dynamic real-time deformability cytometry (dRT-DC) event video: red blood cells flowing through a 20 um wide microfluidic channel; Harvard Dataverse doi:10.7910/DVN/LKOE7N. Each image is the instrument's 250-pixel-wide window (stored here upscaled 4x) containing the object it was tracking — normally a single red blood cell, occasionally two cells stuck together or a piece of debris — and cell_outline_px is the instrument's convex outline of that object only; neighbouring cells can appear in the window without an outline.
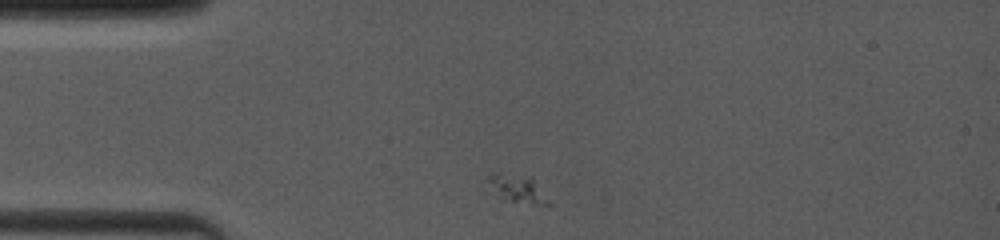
{"species": "common noctule bat (a hibernating species)", "species_latin": "Nyctalus noctula", "temperature_condition": "room temperature", "stored_images_in_passage": 14, "camera_frame_rate_fps": 4000, "um_per_image_px": 0.085, "animal": {"sex": "female", "body_mass_g": 19.0, "forearm_length_mm": 53.3}, "frame": {"image": 1, "passage_image": 1, "time_ms": 0.0, "image_size_px": [1000, 240], "cell_outline_px": [[552, 204], [544, 208], [500, 212], [488, 180], [488, 176], [532, 176]], "centroid_in_image_um": [44.0, 16.43], "position_along_channel_um": 41.0, "area_um2": 12.25}}
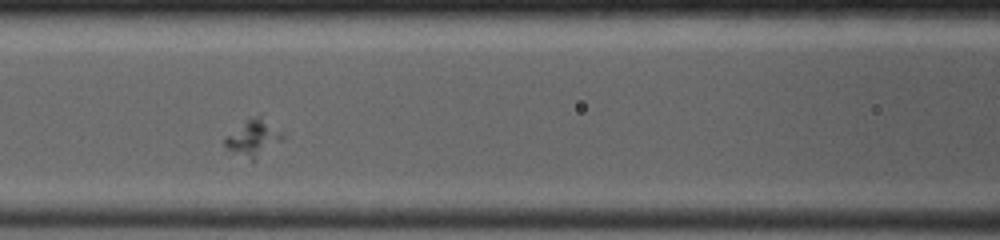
{"frame": {"image": 2, "passage_image": 7, "time_ms": 3.25, "image_size_px": [1000, 240], "cell_outline_px": [[284, 136], [280, 140], [256, 160], [252, 160], [224, 148], [224, 140], [228, 136], [248, 120], [260, 112], [284, 132]], "centroid_in_image_um": [21.59, 11.69], "position_along_channel_um": 145.0, "area_um2": 12.08}}
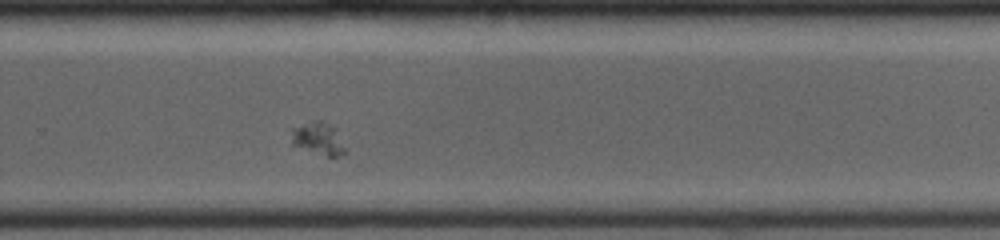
{"frame": {"image": 3, "passage_image": 14, "time_ms": 7.25, "image_size_px": [1000, 240], "cell_outline_px": [[348, 152], [336, 156], [328, 156], [292, 144], [288, 128], [316, 120], [320, 120], [336, 128]], "centroid_in_image_um": [27.04, 11.75], "position_along_channel_um": 302.8, "area_um2": 10.29}}